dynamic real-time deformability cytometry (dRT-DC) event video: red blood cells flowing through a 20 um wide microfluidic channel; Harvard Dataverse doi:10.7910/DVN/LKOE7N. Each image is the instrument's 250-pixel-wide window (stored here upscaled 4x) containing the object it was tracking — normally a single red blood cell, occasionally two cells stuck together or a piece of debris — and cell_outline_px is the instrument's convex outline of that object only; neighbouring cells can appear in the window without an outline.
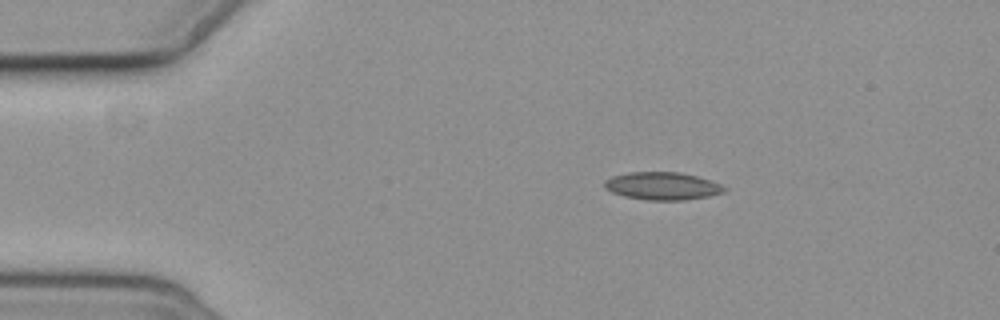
{"species": "common noctule bat (a hibernating species)", "species_latin": "Nyctalus noctula", "temperature_condition": "cold", "stored_images_in_passage": 2, "camera_frame_rate_fps": 3000, "um_per_image_px": 0.085, "animal": {"sex": "female", "body_mass_g": 19.3, "forearm_length_mm": 54.1}, "frame": {"image": 1, "passage_image": 1, "time_ms": 0.0, "image_size_px": [1000, 320], "cell_outline_px": [[728, 188], [724, 192], [708, 196], [684, 200], [644, 200], [624, 196], [612, 192], [604, 188], [604, 180], [612, 176], [628, 172], [680, 172], [712, 180]], "centroid_in_image_um": [56.29, 15.81], "position_along_channel_um": 28.7, "area_um2": 19.48}}